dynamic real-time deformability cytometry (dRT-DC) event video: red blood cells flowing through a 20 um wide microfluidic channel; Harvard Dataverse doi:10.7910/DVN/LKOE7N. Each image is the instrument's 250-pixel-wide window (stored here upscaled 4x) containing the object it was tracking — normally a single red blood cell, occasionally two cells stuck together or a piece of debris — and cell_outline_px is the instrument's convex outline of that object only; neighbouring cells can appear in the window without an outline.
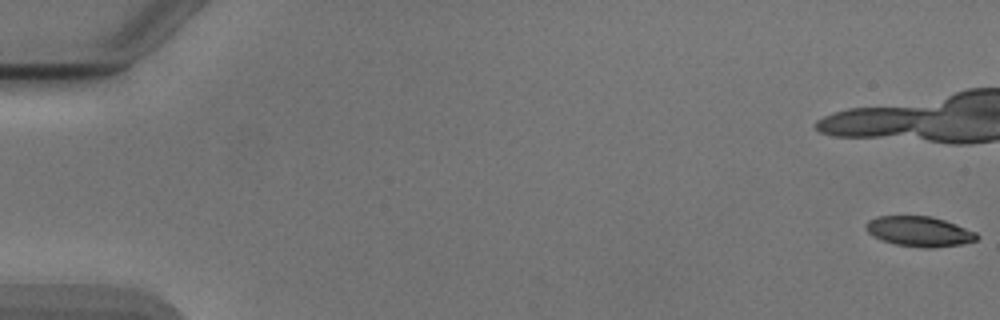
{"species": "Egyptian fruit bat (a non-hibernating species)", "species_latin": "Rousettus aegyptiacus", "temperature_condition": "cold", "stored_images_in_passage": 8, "camera_frame_rate_fps": 3000, "um_per_image_px": 0.085, "animal": {"sex": "male"}, "frame": {"image": 1, "passage_image": 1, "time_ms": 0.0, "image_size_px": [1000, 320], "cell_outline_px": [[980, 236], [976, 240], [960, 244], [932, 248], [924, 248], [896, 244], [884, 240], [868, 232], [864, 228], [868, 220], [876, 216], [932, 216], [956, 224], [976, 232]], "centroid_in_image_um": [78.15, 19.66], "position_along_channel_um": 6.8, "area_um2": 19.31}}